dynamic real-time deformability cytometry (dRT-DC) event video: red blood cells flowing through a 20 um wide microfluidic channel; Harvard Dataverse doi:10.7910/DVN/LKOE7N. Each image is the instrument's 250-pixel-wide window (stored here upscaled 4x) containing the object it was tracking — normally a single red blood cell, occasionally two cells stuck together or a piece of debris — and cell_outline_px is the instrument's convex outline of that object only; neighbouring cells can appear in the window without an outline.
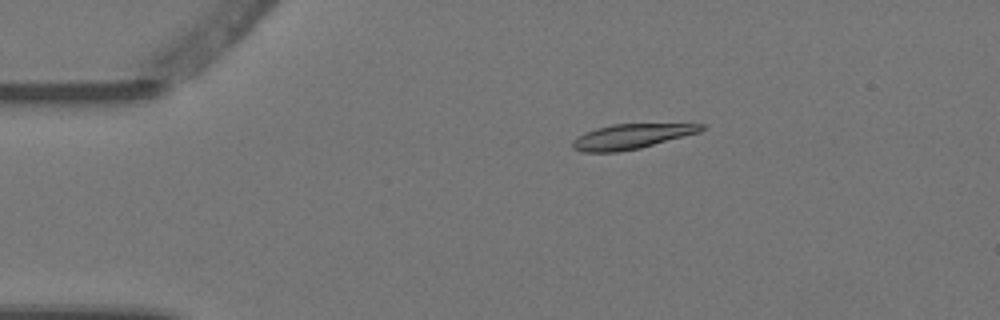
{"species": "Egyptian fruit bat (a non-hibernating species)", "species_latin": "Rousettus aegyptiacus", "temperature_condition": "warm", "stored_images_in_passage": 6, "camera_frame_rate_fps": 3000, "um_per_image_px": 0.085, "animal": {"sex": "female"}, "frame": {"image": 1, "passage_image": 2, "time_ms": 0.333, "image_size_px": [1000, 320], "cell_outline_px": [[704, 128], [700, 132], [640, 148], [616, 152], [584, 152], [572, 148], [572, 140], [584, 132], [596, 128], [612, 124], [704, 124]], "centroid_in_image_um": [53.62, 11.6], "position_along_channel_um": 31.4, "area_um2": 18.55}}
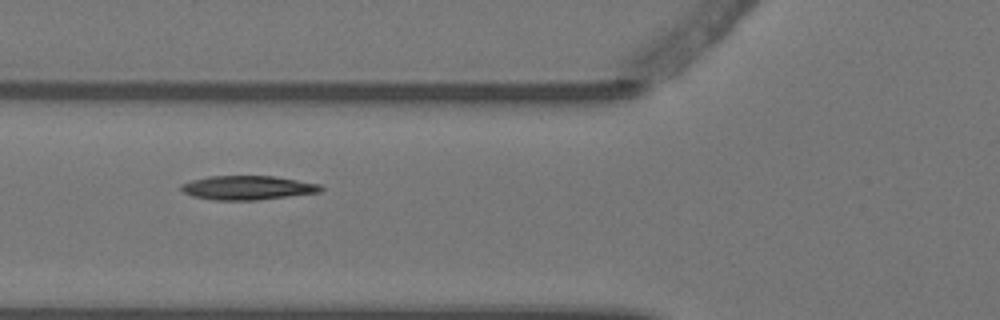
{"frame": {"image": 2, "passage_image": 5, "time_ms": 1.333, "image_size_px": [1000, 320], "cell_outline_px": [[324, 188], [320, 192], [256, 200], [216, 200], [192, 196], [184, 192], [180, 188], [180, 184], [192, 180], [208, 176], [276, 176], [320, 184]], "centroid_in_image_um": [21.04, 15.95], "position_along_channel_um": 104.8, "area_um2": 19.54}}
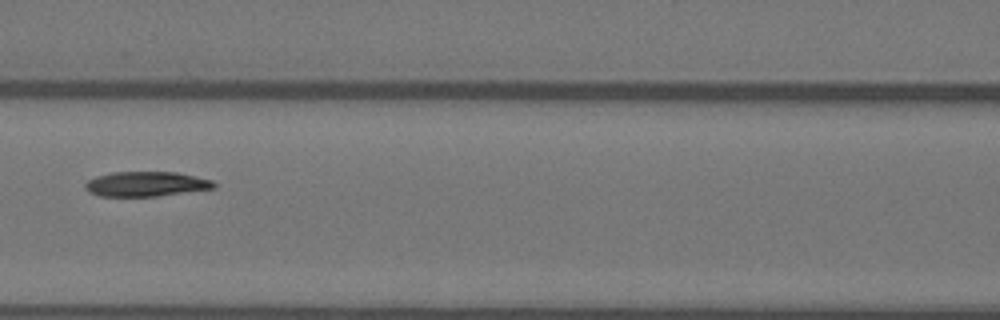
{"frame": {"image": 3, "passage_image": 6, "time_ms": 1.667, "image_size_px": [1000, 320], "cell_outline_px": [[216, 188], [156, 196], [100, 196], [88, 192], [84, 188], [84, 184], [88, 180], [96, 176], [112, 172], [176, 172], [196, 176], [212, 180], [216, 184]], "centroid_in_image_um": [12.4, 15.64], "position_along_channel_um": 154.2, "area_um2": 18.67}}